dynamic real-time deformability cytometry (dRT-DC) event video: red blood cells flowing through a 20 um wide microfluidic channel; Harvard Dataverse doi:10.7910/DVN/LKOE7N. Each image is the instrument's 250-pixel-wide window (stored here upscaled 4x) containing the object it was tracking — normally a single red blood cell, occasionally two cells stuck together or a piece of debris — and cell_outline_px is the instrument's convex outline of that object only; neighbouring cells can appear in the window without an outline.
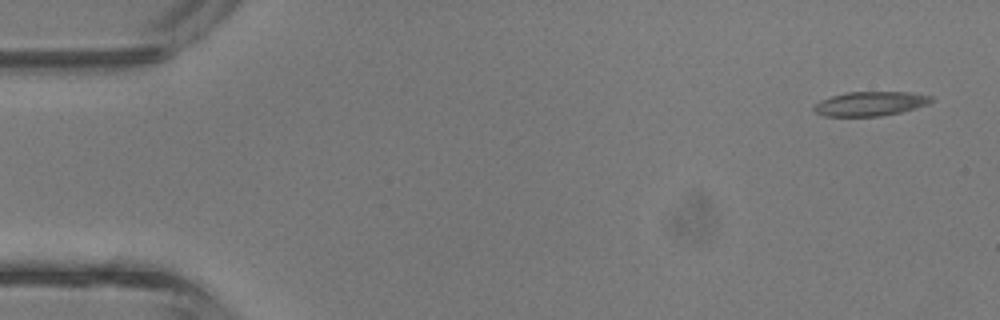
{"species": "common noctule bat (a hibernating species)", "species_latin": "Nyctalus noctula", "temperature_condition": "room temperature", "stored_images_in_passage": 4, "camera_frame_rate_fps": 3000, "um_per_image_px": 0.085, "animal": {"sex": "male", "body_mass_g": 13.3}, "frame": {"image": 1, "passage_image": 1, "time_ms": 0.0, "image_size_px": [1000, 320], "cell_outline_px": [[936, 100], [928, 104], [916, 108], [900, 112], [880, 116], [824, 116], [816, 112], [812, 108], [820, 100], [832, 96], [848, 92], [912, 92], [932, 96]], "centroid_in_image_um": [74.02, 8.81], "position_along_channel_um": 11.0, "area_um2": 16.65}}
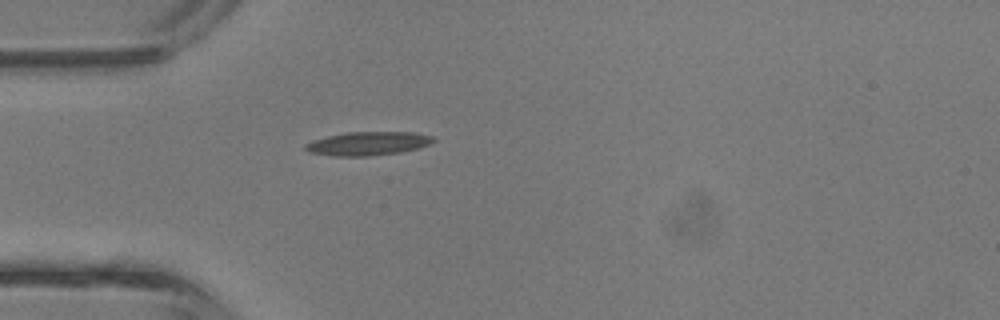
{"frame": {"image": 2, "passage_image": 4, "time_ms": 1.0, "image_size_px": [1000, 320], "cell_outline_px": [[436, 140], [428, 144], [416, 148], [400, 152], [368, 156], [332, 156], [308, 152], [304, 148], [304, 144], [312, 140], [328, 136], [348, 132], [412, 132], [432, 136]], "centroid_in_image_um": [31.22, 12.2], "position_along_channel_um": 53.8, "area_um2": 17.51}}